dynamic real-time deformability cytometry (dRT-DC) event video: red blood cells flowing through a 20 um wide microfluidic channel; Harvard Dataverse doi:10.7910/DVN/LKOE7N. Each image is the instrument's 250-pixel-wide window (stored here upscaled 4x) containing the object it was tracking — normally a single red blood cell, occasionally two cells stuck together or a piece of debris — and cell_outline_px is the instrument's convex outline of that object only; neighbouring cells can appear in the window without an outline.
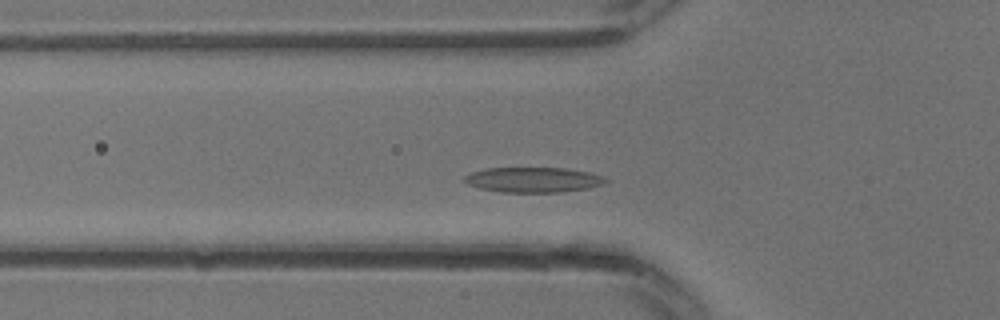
{"species": "common noctule bat (a hibernating species)", "species_latin": "Nyctalus noctula", "temperature_condition": "warm", "stored_images_in_passage": 24, "camera_frame_rate_fps": 3000, "um_per_image_px": 0.085, "animal": {"sex": "male", "body_mass_g": 13.3}, "frame": {"image": 1, "passage_image": 5, "time_ms": 1.333, "image_size_px": [1000, 320], "cell_outline_px": [[608, 180], [604, 184], [588, 188], [564, 192], [500, 192], [480, 188], [468, 184], [460, 180], [464, 176], [472, 172], [488, 168], [564, 168], [588, 172], [604, 176]], "centroid_in_image_um": [45.32, 15.28], "position_along_channel_um": 80.5, "area_um2": 20.75}}
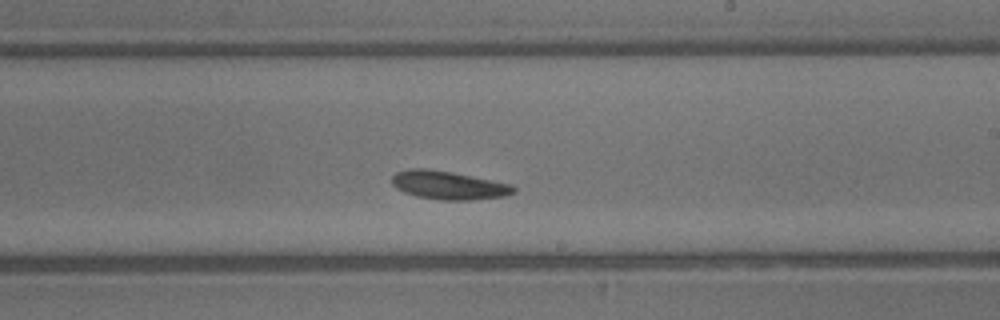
{"frame": {"image": 2, "passage_image": 13, "time_ms": 4.0, "image_size_px": [1000, 320], "cell_outline_px": [[516, 192], [504, 196], [472, 200], [440, 200], [416, 196], [404, 192], [396, 188], [392, 184], [392, 176], [396, 172], [408, 168], [424, 168], [452, 172], [512, 184], [516, 188]], "centroid_in_image_um": [38.12, 15.74], "position_along_channel_um": 250.9, "area_um2": 20.23}}
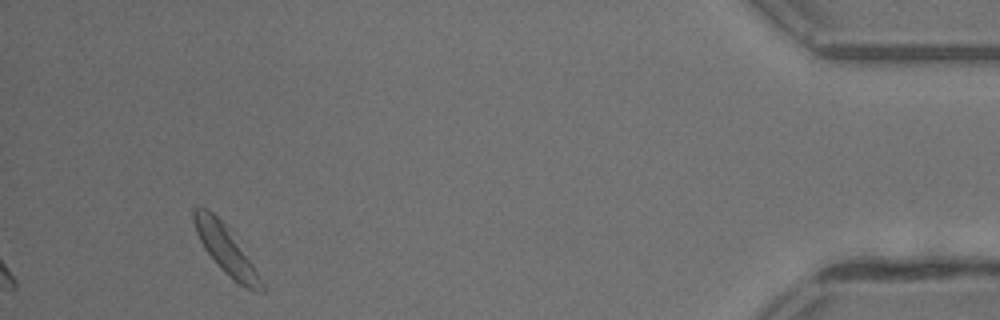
{"frame": {"image": 3, "passage_image": 24, "time_ms": 7.667, "image_size_px": [1000, 320], "cell_outline_px": [[264, 292], [252, 292], [228, 276], [216, 264], [204, 248], [196, 232], [192, 220], [192, 212], [196, 208], [208, 208], [228, 224], [264, 284]], "centroid_in_image_um": [19.19, 21.18], "position_along_channel_um": 416.0, "area_um2": 19.19}}